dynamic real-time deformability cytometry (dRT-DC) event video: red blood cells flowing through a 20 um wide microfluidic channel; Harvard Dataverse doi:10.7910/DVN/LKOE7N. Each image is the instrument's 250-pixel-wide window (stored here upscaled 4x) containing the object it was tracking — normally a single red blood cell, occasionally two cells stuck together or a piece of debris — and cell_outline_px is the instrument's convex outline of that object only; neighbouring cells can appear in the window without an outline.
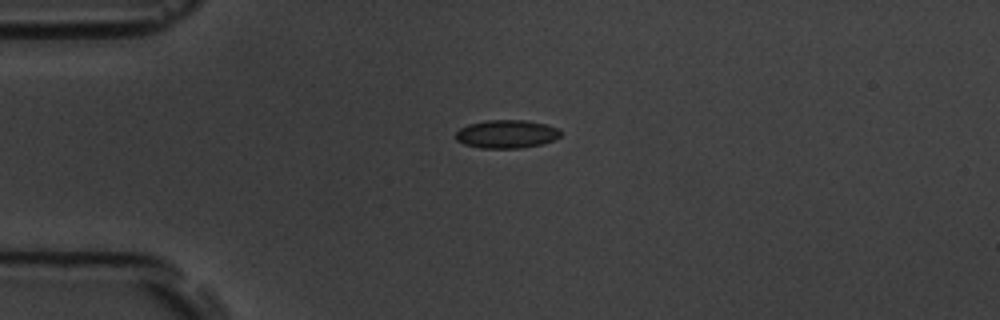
{"species": "common noctule bat (a hibernating species)", "species_latin": "Nyctalus noctula", "temperature_condition": "room temperature", "stored_images_in_passage": 42, "camera_frame_rate_fps": 3000, "um_per_image_px": 0.085, "animal": {"sex": "male", "body_mass_g": 19.5, "forearm_length_mm": 54.6}, "frame": {"image": 1, "passage_image": 1, "time_ms": 0.0, "image_size_px": [1000, 320], "cell_outline_px": [[560, 136], [544, 144], [520, 148], [480, 148], [464, 144], [456, 140], [456, 132], [460, 128], [468, 124], [488, 120], [524, 120], [548, 124], [556, 128], [560, 132]], "centroid_in_image_um": [43.05, 11.39], "position_along_channel_um": 42.0, "area_um2": 17.28}}
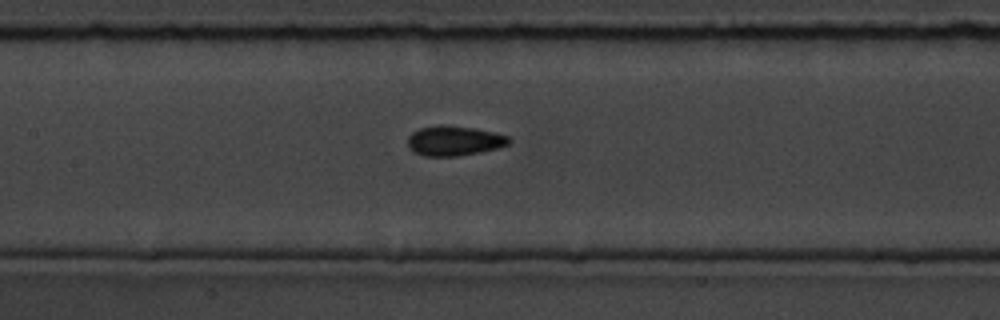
{"frame": {"image": 2, "passage_image": 13, "time_ms": 4.0, "image_size_px": [1000, 320], "cell_outline_px": [[512, 140], [508, 144], [496, 148], [480, 152], [456, 156], [424, 156], [408, 148], [408, 136], [412, 132], [420, 128], [440, 124], [472, 128], [496, 132], [508, 136]], "centroid_in_image_um": [38.6, 11.96], "position_along_channel_um": 168.8, "area_um2": 17.57}}
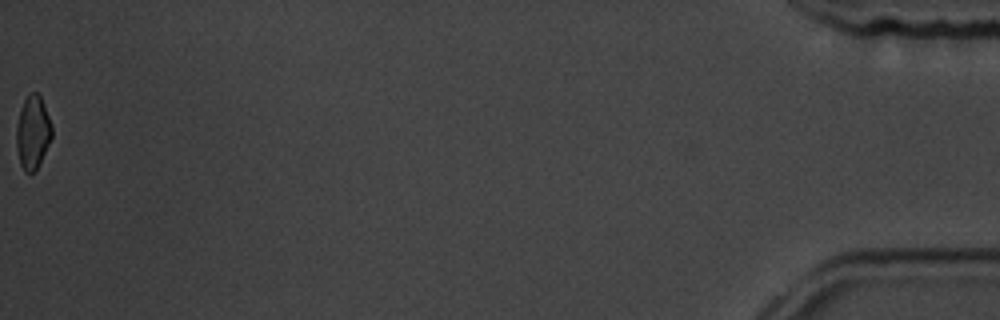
{"frame": {"image": 3, "passage_image": 42, "time_ms": 13.667, "image_size_px": [1000, 320], "cell_outline_px": [[52, 136], [36, 168], [32, 172], [24, 172], [20, 164], [16, 148], [16, 124], [20, 108], [28, 92], [36, 92], [40, 96], [52, 124]], "centroid_in_image_um": [2.75, 11.21], "position_along_channel_um": 432.4, "area_um2": 15.09}, "authors_computed_cell_mechanics": {"area_um2": 16.6753, "velocity_mm_per_s": 3.7872, "shape_relaxation_time_tau1_ms": 4.3253, "shape_relaxation_time_tau2_ms": 4.2712, "deformation_change_tau1": 0.0762, "deformation_change_tau2": 0.0838}}